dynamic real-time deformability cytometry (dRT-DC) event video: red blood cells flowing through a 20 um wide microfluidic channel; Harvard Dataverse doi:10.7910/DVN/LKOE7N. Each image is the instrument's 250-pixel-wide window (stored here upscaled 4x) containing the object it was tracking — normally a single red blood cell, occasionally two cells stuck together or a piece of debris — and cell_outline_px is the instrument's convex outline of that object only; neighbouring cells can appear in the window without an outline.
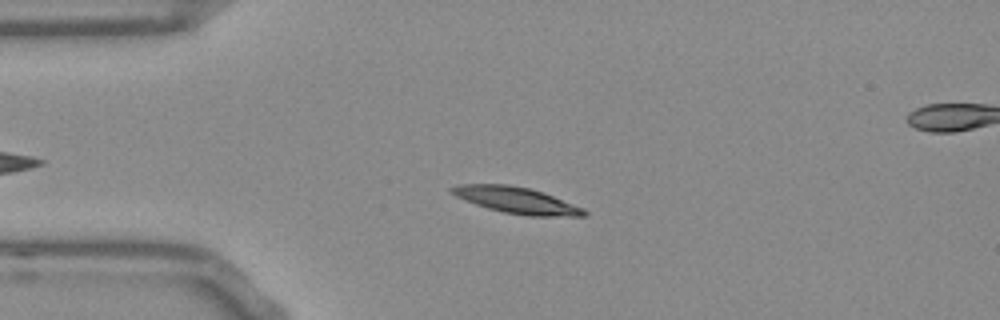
{"species": "Egyptian fruit bat (a non-hibernating species)", "species_latin": "Rousettus aegyptiacus", "temperature_condition": "room temperature", "stored_images_in_passage": 47, "segment_of_instrument_passage": [1, 2], "camera_frame_rate_fps": 3000, "um_per_image_px": 0.085, "frame": {"image": 1, "passage_image": 5, "time_ms": 1.333, "image_size_px": [1000, 320], "cell_outline_px": [[588, 216], [528, 216], [504, 212], [488, 208], [476, 204], [456, 196], [448, 188], [460, 184], [508, 184], [528, 188], [544, 192], [584, 208], [588, 212]], "centroid_in_image_um": [43.95, 17.02], "position_along_channel_um": 41.0, "area_um2": 20.23}}
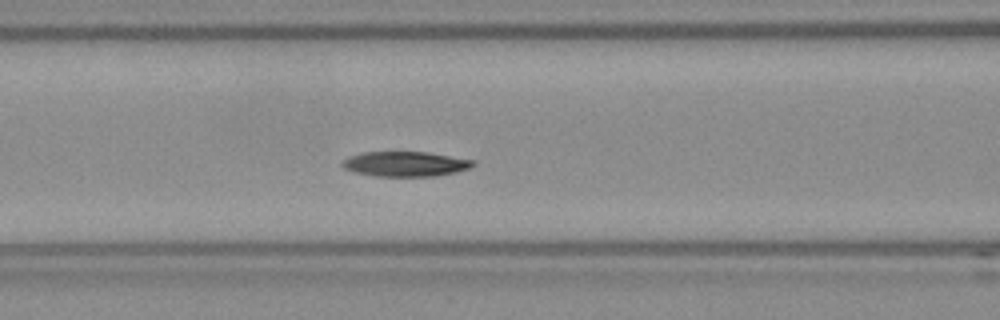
{"frame": {"image": 2, "passage_image": 14, "time_ms": 4.333, "image_size_px": [1000, 320], "cell_outline_px": [[476, 164], [468, 168], [456, 172], [436, 176], [376, 176], [356, 172], [344, 168], [340, 164], [348, 156], [364, 152], [428, 152], [476, 160]], "centroid_in_image_um": [34.48, 13.93], "position_along_channel_um": 132.1, "area_um2": 19.02}}
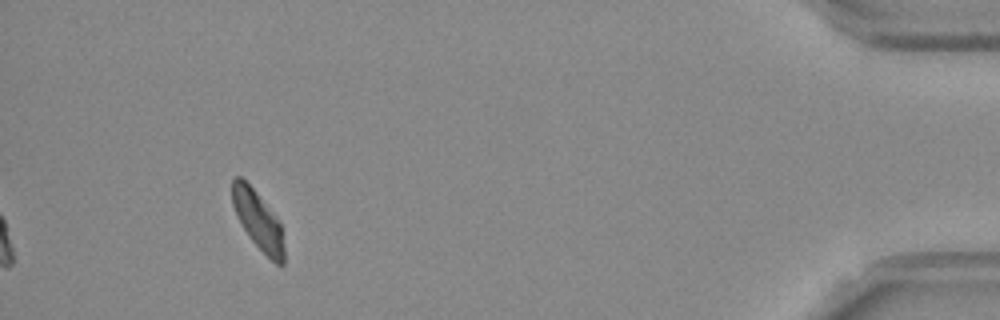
{"frame": {"image": 3, "passage_image": 42, "time_ms": 13.667, "image_size_px": [1000, 320], "cell_outline_px": [[284, 264], [276, 264], [252, 240], [244, 228], [232, 204], [232, 180], [236, 176], [240, 176], [256, 192], [280, 224], [284, 248]], "centroid_in_image_um": [21.92, 18.72], "position_along_channel_um": 413.3, "area_um2": 16.82}}